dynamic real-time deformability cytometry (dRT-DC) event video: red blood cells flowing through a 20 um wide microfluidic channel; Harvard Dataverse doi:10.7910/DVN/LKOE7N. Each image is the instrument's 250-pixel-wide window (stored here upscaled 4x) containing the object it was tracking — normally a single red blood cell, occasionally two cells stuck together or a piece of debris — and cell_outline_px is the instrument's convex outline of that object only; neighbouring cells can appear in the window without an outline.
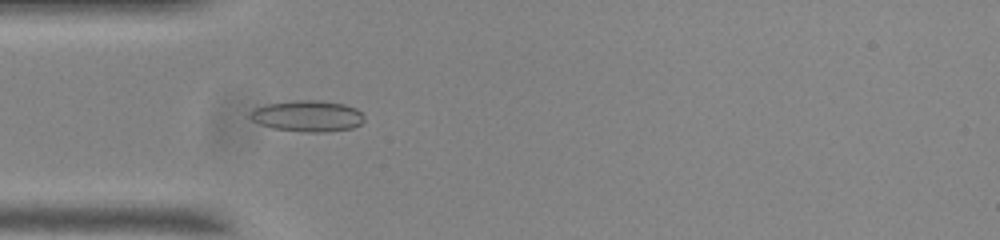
{"species": "common noctule bat (a hibernating species)", "species_latin": "Nyctalus noctula", "temperature_condition": "room temperature", "stored_images_in_passage": 54, "camera_frame_rate_fps": 3000, "um_per_image_px": 0.085, "animal": {"sex": "male", "body_mass_g": 20.0, "forearm_length_mm": 53.3}, "frame": {"image": 1, "passage_image": 16, "time_ms": 5.0, "image_size_px": [1000, 240], "cell_outline_px": [[364, 120], [360, 124], [352, 128], [324, 132], [308, 132], [272, 128], [260, 124], [252, 120], [248, 116], [252, 108], [264, 104], [296, 100], [316, 100], [344, 104], [356, 108], [364, 116]], "centroid_in_image_um": [26.1, 9.85], "position_along_channel_um": 58.9, "area_um2": 20.81}}
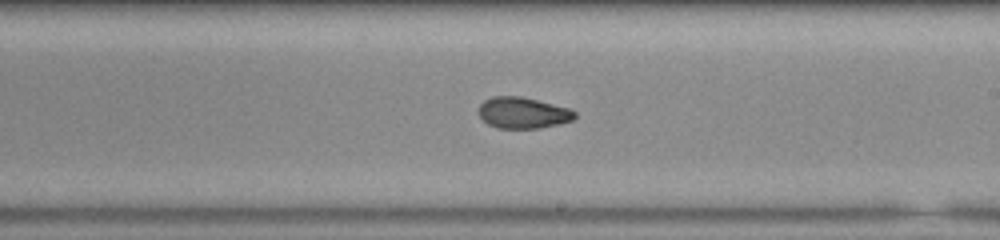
{"frame": {"image": 2, "passage_image": 31, "time_ms": 10.0, "image_size_px": [1000, 240], "cell_outline_px": [[576, 116], [572, 120], [560, 124], [540, 128], [496, 128], [488, 124], [476, 112], [480, 104], [484, 100], [492, 96], [520, 96], [568, 108], [576, 112]], "centroid_in_image_um": [44.41, 9.59], "position_along_channel_um": 244.6, "area_um2": 17.51}}
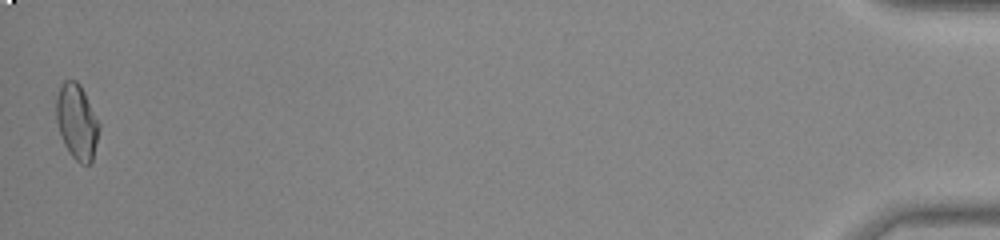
{"frame": {"image": 3, "passage_image": 54, "time_ms": 17.667, "image_size_px": [1000, 240], "cell_outline_px": [[100, 128], [92, 160], [88, 164], [80, 164], [68, 152], [64, 144], [56, 120], [56, 96], [60, 84], [64, 80], [76, 80], [80, 84], [100, 124]], "centroid_in_image_um": [6.52, 10.33], "position_along_channel_um": 428.7, "area_um2": 18.79}, "authors_computed_cell_mechanics": {"area_um2": 18.1203, "velocity_mm_per_s": 3.7404, "shape_relaxation_time_tau1_ms": null, "shape_relaxation_time_tau2_ms": 2.2407, "deformation_change_tau1": null, "deformation_change_tau2": 0.0636}}